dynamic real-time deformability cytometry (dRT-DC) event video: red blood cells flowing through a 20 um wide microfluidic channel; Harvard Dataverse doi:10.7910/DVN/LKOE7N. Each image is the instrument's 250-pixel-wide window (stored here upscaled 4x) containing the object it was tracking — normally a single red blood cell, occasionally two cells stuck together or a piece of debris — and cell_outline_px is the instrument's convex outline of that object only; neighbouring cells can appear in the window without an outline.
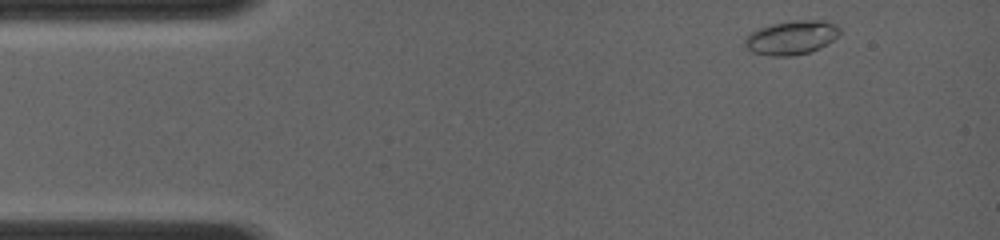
{"species": "common noctule bat (a hibernating species)", "species_latin": "Nyctalus noctula", "temperature_condition": "room temperature", "stored_images_in_passage": 14, "camera_frame_rate_fps": 4000, "um_per_image_px": 0.085, "animal": {"sex": "female", "body_mass_g": 19.0, "forearm_length_mm": 56.7}, "frame": {"image": 1, "passage_image": 1, "time_ms": 0.0, "image_size_px": [1000, 240], "cell_outline_px": [[840, 32], [832, 40], [812, 52], [792, 56], [772, 56], [752, 52], [744, 44], [744, 40], [752, 32], [760, 28], [772, 24], [792, 20], [824, 20], [836, 24], [840, 28]], "centroid_in_image_um": [67.29, 3.19], "position_along_channel_um": 17.7, "area_um2": 18.67}}
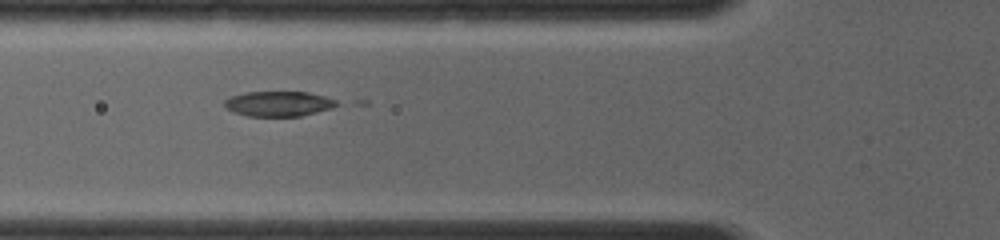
{"frame": {"image": 2, "passage_image": 8, "time_ms": 3.75, "image_size_px": [1000, 240], "cell_outline_px": [[340, 104], [332, 108], [300, 116], [248, 116], [236, 112], [228, 108], [224, 104], [224, 100], [232, 96], [244, 92], [308, 92], [324, 96], [336, 100]], "centroid_in_image_um": [23.71, 8.81], "position_along_channel_um": 102.1, "area_um2": 16.24}}
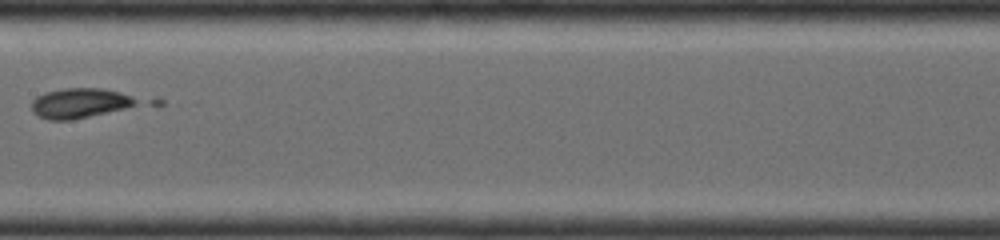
{"frame": {"image": 3, "passage_image": 13, "time_ms": 6.0, "image_size_px": [1000, 240], "cell_outline_px": [[140, 100], [136, 104], [124, 108], [72, 120], [48, 120], [32, 112], [32, 100], [36, 96], [48, 92], [64, 88], [104, 88], [120, 92], [132, 96]], "centroid_in_image_um": [6.77, 8.76], "position_along_channel_um": 200.6, "area_um2": 18.15}}